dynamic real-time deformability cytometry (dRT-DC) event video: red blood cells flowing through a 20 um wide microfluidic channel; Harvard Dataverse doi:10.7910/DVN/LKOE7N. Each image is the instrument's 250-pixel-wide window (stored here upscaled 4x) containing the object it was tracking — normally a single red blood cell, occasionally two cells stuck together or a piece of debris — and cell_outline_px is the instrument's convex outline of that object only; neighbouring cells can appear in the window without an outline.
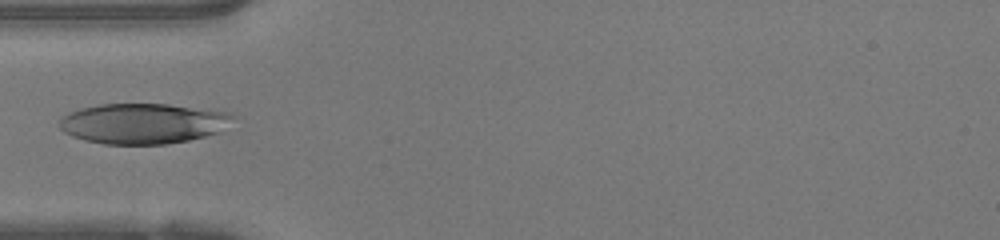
{"species": "human", "species_latin": "Homo sapiens", "temperature_condition": "warm", "stored_images_in_passage": 4, "camera_frame_rate_fps": 3000, "um_per_image_px": 0.085, "donor": {"sex": "female"}, "frame": {"image": 1, "passage_image": 1, "time_ms": 0.0, "image_size_px": [1000, 240], "cell_outline_px": [[232, 116], [220, 132], [188, 140], [164, 144], [104, 144], [84, 140], [72, 136], [64, 132], [60, 128], [60, 120], [68, 112], [80, 108], [100, 104], [168, 104], [228, 112]], "centroid_in_image_um": [12.09, 10.49], "position_along_channel_um": 72.9, "area_um2": 40.46}}